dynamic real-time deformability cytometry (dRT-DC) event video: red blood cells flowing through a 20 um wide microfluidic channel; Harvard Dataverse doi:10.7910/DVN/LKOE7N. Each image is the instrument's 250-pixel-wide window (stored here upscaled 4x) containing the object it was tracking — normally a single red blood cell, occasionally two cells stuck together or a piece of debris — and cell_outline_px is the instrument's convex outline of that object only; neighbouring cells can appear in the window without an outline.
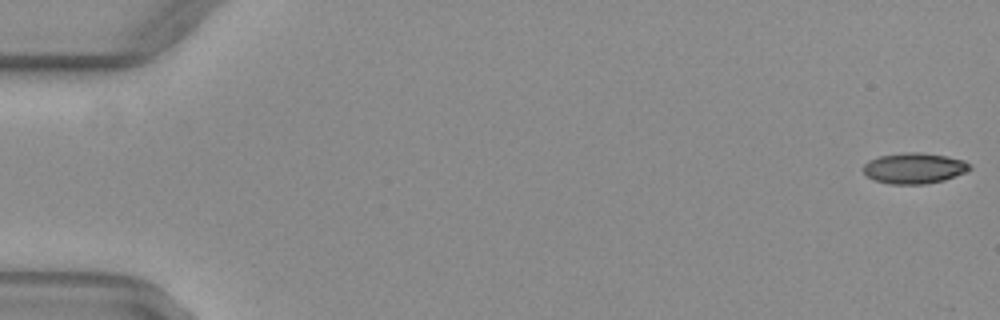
{"species": "common noctule bat (a hibernating species)", "species_latin": "Nyctalus noctula", "temperature_condition": "warm", "stored_images_in_passage": 45, "camera_frame_rate_fps": 3000, "um_per_image_px": 0.085, "animal": {"sex": "female", "body_mass_g": 29.2, "forearm_length_mm": 56.3}, "frame": {"image": 1, "passage_image": 1, "time_ms": 0.0, "image_size_px": [1000, 320], "cell_outline_px": [[972, 168], [968, 172], [944, 180], [924, 184], [888, 184], [872, 180], [864, 172], [864, 164], [868, 160], [880, 156], [908, 152], [920, 152], [944, 156], [964, 160]], "centroid_in_image_um": [77.71, 14.31], "position_along_channel_um": 7.3, "area_um2": 19.07}}
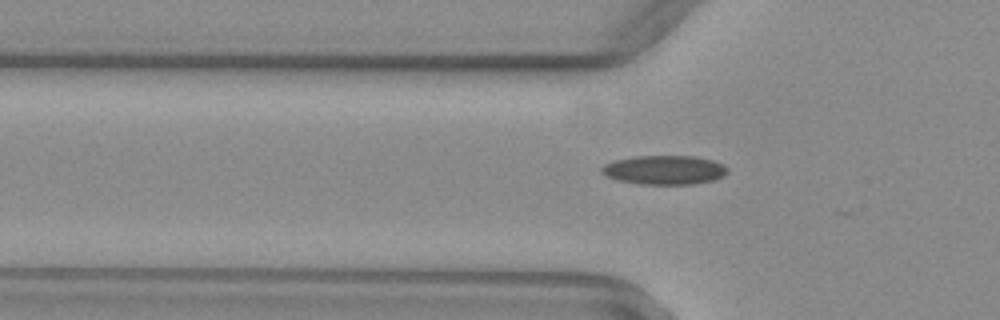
{"frame": {"image": 2, "passage_image": 18, "time_ms": 5.667, "image_size_px": [1000, 320], "cell_outline_px": [[728, 172], [724, 176], [716, 180], [692, 184], [636, 184], [616, 180], [604, 176], [600, 172], [600, 168], [604, 164], [616, 160], [636, 156], [696, 156], [712, 160], [724, 164], [728, 168]], "centroid_in_image_um": [56.47, 14.45], "position_along_channel_um": 69.3, "area_um2": 21.68}}
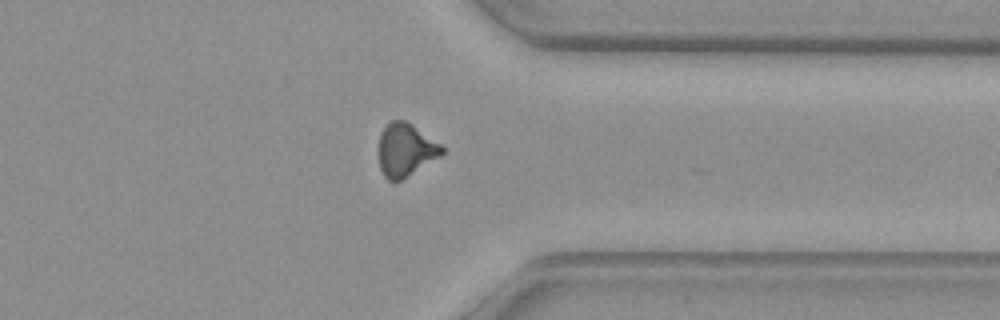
{"frame": {"image": 3, "passage_image": 41, "time_ms": 13.333, "image_size_px": [1000, 320], "cell_outline_px": [[444, 152], [440, 156], [400, 180], [388, 180], [384, 176], [380, 168], [380, 132], [392, 120], [404, 120], [412, 124], [440, 144], [444, 148]], "centroid_in_image_um": [34.48, 12.73], "position_along_channel_um": 376.9, "area_um2": 19.02}, "authors_computed_cell_mechanics": {"area_um2": 19.8832, "velocity_mm_per_s": 4.0626, "shape_relaxation_time_tau1_ms": null, "shape_relaxation_time_tau2_ms": 2.8033, "deformation_change_tau1": null, "deformation_change_tau2": 0.0944}}